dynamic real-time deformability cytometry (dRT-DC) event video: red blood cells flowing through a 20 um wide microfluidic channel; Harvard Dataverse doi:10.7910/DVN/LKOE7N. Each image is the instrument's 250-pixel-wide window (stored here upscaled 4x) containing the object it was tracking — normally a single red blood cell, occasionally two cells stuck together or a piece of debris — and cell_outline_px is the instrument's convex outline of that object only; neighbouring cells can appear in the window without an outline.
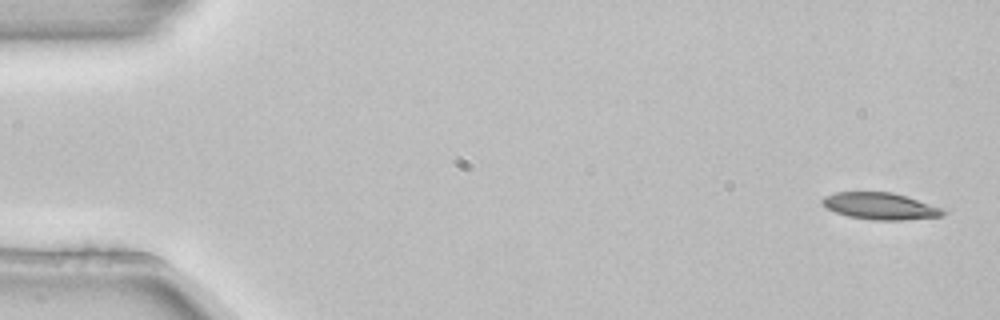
{"species": "common noctule bat (a hibernating species)", "species_latin": "Nyctalus noctula", "temperature_condition": "room temperature", "stored_images_in_passage": 3, "camera_frame_rate_fps": 3000, "um_per_image_px": 0.085, "animal": {"sex": "female", "body_mass_g": 22.7, "forearm_length_mm": 54.2}, "frame": {"image": 1, "passage_image": 1, "time_ms": 0.0, "image_size_px": [1000, 320], "cell_outline_px": [[948, 212], [940, 216], [904, 220], [872, 220], [848, 216], [836, 212], [828, 208], [820, 200], [824, 196], [836, 192], [892, 192], [908, 196], [948, 208]], "centroid_in_image_um": [74.93, 17.51], "position_along_channel_um": 10.1, "area_um2": 19.19}}
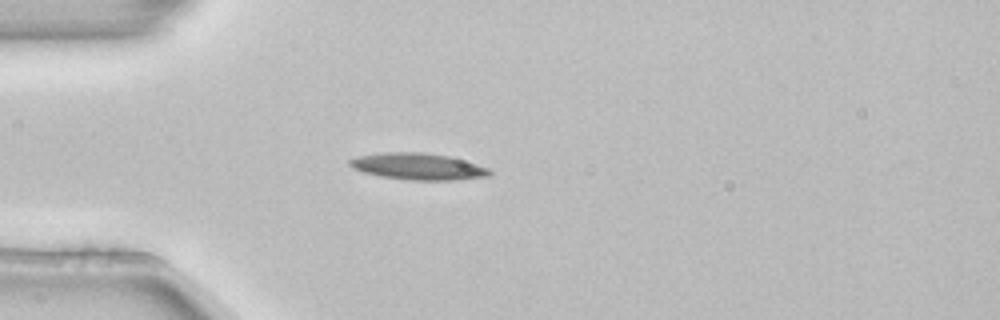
{"frame": {"image": 2, "passage_image": 3, "time_ms": 0.667, "image_size_px": [1000, 320], "cell_outline_px": [[492, 172], [488, 176], [456, 180], [408, 180], [380, 176], [364, 172], [352, 168], [348, 164], [348, 160], [356, 156], [380, 152], [420, 152], [448, 156], [476, 164], [488, 168]], "centroid_in_image_um": [35.47, 14.15], "position_along_channel_um": 49.5, "area_um2": 21.68}}